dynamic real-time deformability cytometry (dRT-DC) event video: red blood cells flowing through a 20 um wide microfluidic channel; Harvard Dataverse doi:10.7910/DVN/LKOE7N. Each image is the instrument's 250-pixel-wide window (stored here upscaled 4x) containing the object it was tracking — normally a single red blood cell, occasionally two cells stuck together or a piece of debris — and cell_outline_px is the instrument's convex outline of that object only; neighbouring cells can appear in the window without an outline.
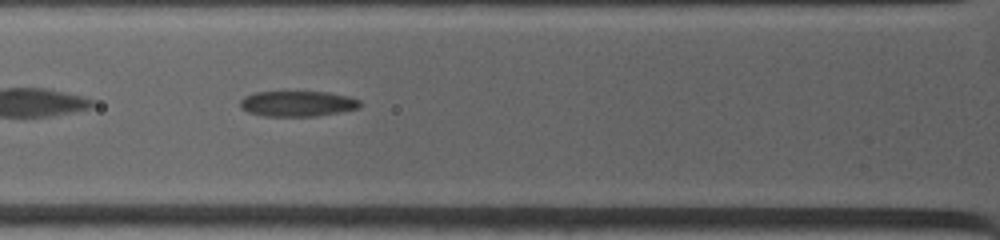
{"species": "common noctule bat (a hibernating species)", "species_latin": "Nyctalus noctula", "temperature_condition": "warm", "stored_images_in_passage": 44, "camera_frame_rate_fps": 4500, "um_per_image_px": 0.085, "animal": {"sex": "female", "body_mass_g": 19.0, "forearm_length_mm": 53.3}, "frame": {"image": 1, "passage_image": 13, "time_ms": 2.667, "image_size_px": [1000, 240], "cell_outline_px": [[360, 108], [316, 116], [264, 116], [248, 112], [240, 108], [240, 100], [244, 96], [256, 92], [328, 92], [348, 96], [360, 100]], "centroid_in_image_um": [25.27, 8.81], "position_along_channel_um": 100.5, "area_um2": 17.8}}
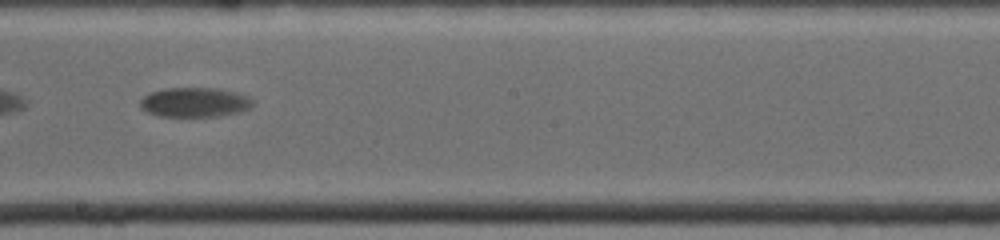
{"frame": {"image": 2, "passage_image": 25, "time_ms": 6.222, "image_size_px": [1000, 240], "cell_outline_px": [[252, 108], [240, 112], [220, 116], [160, 116], [148, 112], [140, 108], [140, 100], [148, 92], [164, 88], [220, 88], [236, 92], [248, 96], [252, 100]], "centroid_in_image_um": [16.55, 8.68], "position_along_channel_um": 231.6, "area_um2": 19.59}}